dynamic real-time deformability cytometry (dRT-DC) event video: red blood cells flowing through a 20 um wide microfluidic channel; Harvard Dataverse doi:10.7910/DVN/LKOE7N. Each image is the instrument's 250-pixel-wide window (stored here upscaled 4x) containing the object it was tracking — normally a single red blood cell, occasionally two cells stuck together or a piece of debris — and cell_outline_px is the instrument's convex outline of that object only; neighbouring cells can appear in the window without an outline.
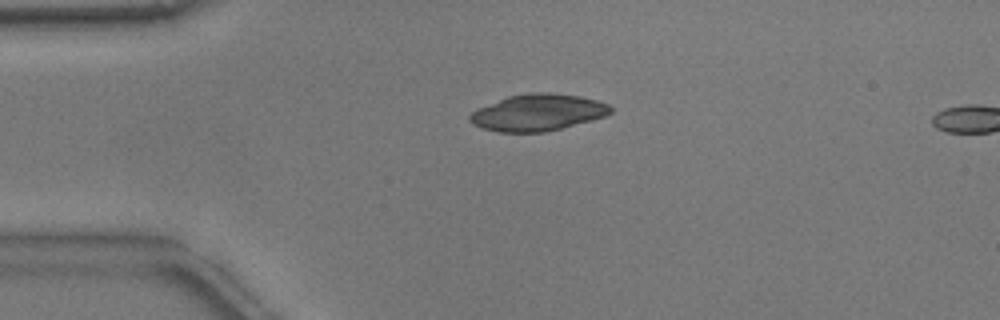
{"species": "common noctule bat (a hibernating species)", "species_latin": "Nyctalus noctula", "temperature_condition": "warm", "stored_images_in_passage": 6, "camera_frame_rate_fps": 3000, "um_per_image_px": 0.085, "animal": {"sex": "male", "body_mass_g": 17.9}, "frame": {"image": 1, "passage_image": 4, "time_ms": 1.0, "image_size_px": [1000, 320], "cell_outline_px": [[612, 112], [604, 116], [592, 120], [544, 132], [496, 132], [480, 128], [472, 124], [468, 120], [468, 116], [476, 108], [508, 96], [528, 92], [552, 92], [580, 96], [596, 100], [608, 104], [612, 108]], "centroid_in_image_um": [45.66, 9.56], "position_along_channel_um": 39.3, "area_um2": 30.29}}